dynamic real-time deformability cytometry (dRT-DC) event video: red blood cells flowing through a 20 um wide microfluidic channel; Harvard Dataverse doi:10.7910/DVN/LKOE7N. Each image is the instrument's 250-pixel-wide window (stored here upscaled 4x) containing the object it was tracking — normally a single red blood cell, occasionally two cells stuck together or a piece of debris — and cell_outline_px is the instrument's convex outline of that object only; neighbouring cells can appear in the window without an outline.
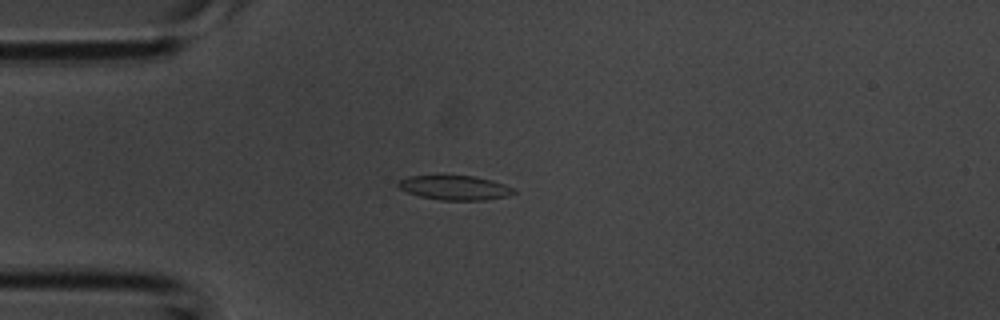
{"species": "common noctule bat (a hibernating species)", "species_latin": "Nyctalus noctula", "temperature_condition": "room temperature", "stored_images_in_passage": 1, "camera_frame_rate_fps": 3000, "um_per_image_px": 0.085, "animal": {"sex": "male", "body_mass_g": 20.1, "forearm_length_mm": 53.5}, "frame": {"image": 1, "passage_image": 1, "time_ms": 0.0, "image_size_px": [1000, 320], "cell_outline_px": [[516, 192], [504, 196], [484, 200], [440, 200], [420, 196], [408, 192], [400, 188], [396, 184], [400, 180], [408, 176], [472, 176], [492, 180], [504, 184], [512, 188]], "centroid_in_image_um": [38.63, 15.95], "position_along_channel_um": 46.4, "area_um2": 16.13}}